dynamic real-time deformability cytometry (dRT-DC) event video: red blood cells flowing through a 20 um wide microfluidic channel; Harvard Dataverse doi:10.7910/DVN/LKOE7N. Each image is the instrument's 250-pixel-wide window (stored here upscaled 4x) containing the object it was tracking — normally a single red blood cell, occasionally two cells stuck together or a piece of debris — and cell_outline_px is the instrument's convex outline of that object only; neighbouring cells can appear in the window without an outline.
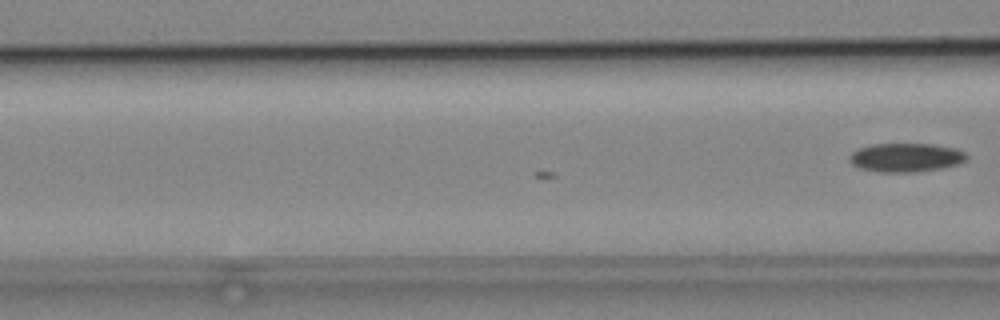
{"species": "common noctule bat (a hibernating species)", "species_latin": "Nyctalus noctula", "temperature_condition": "cold", "stored_images_in_passage": 6, "camera_frame_rate_fps": 3000, "um_per_image_px": 0.085, "animal": {"sex": "male", "body_mass_g": 19.2, "forearm_length_mm": 51.8}, "frame": {"image": 1, "passage_image": 6, "time_ms": 1.667, "image_size_px": [1000, 320], "cell_outline_px": [[968, 160], [960, 164], [940, 168], [912, 172], [880, 172], [860, 168], [852, 164], [848, 160], [848, 156], [852, 152], [860, 148], [872, 144], [932, 144], [956, 148], [964, 152], [968, 156]], "centroid_in_image_um": [77.01, 13.38], "position_along_channel_um": 89.6, "area_um2": 19.71}}